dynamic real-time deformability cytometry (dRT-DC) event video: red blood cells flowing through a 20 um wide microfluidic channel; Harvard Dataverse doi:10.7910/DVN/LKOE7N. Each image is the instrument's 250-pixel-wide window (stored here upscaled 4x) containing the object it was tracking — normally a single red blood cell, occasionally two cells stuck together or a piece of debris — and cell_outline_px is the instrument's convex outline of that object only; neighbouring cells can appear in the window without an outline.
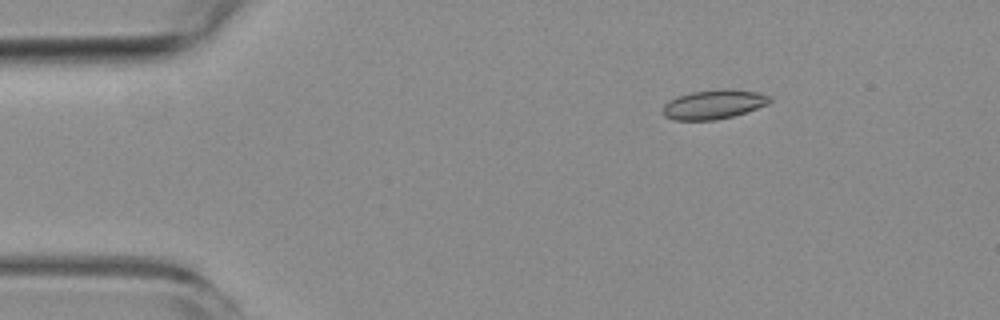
{"species": "common noctule bat (a hibernating species)", "species_latin": "Nyctalus noctula", "temperature_condition": "room temperature", "stored_images_in_passage": 5, "camera_frame_rate_fps": 3000, "um_per_image_px": 0.085, "animal": {"sex": "female", "body_mass_g": 19.3, "forearm_length_mm": 54.1}, "frame": {"image": 1, "passage_image": 3, "time_ms": 2.0, "image_size_px": [1000, 320], "cell_outline_px": [[772, 100], [768, 104], [732, 116], [716, 120], [676, 120], [664, 116], [660, 108], [668, 100], [676, 96], [692, 92], [728, 88], [756, 92], [772, 96]], "centroid_in_image_um": [60.62, 8.87], "position_along_channel_um": 24.4, "area_um2": 18.32}}
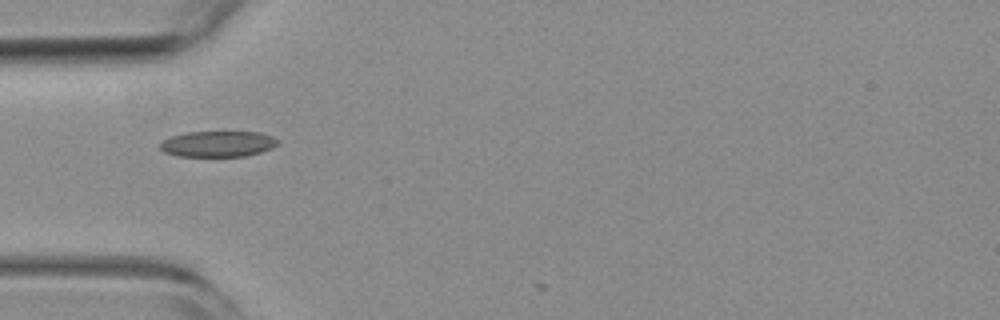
{"frame": {"image": 2, "passage_image": 5, "time_ms": 5.0, "image_size_px": [1000, 320], "cell_outline_px": [[280, 144], [272, 148], [260, 152], [244, 156], [176, 156], [164, 152], [160, 148], [160, 140], [172, 136], [188, 132], [260, 132], [272, 136], [280, 140]], "centroid_in_image_um": [18.53, 12.23], "position_along_channel_um": 66.5, "area_um2": 17.86}}